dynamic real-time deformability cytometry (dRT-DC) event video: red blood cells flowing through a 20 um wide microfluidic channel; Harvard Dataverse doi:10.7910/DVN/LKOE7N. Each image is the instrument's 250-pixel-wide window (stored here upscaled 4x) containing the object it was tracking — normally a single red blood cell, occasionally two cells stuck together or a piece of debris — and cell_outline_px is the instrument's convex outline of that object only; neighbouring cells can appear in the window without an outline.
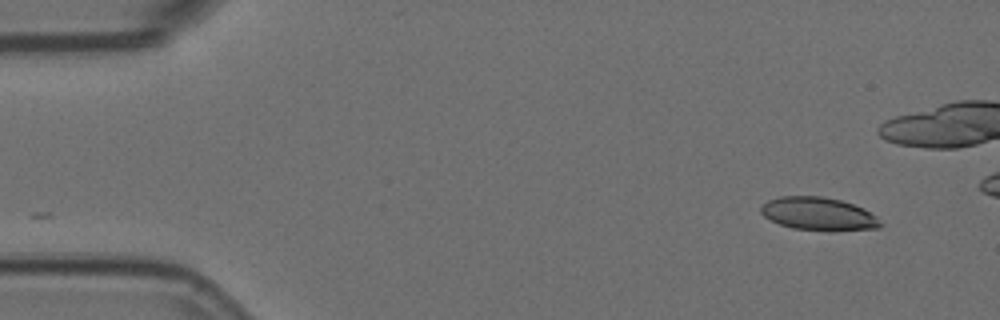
{"species": "Egyptian fruit bat (a non-hibernating species)", "species_latin": "Rousettus aegyptiacus", "temperature_condition": "room temperature", "stored_images_in_passage": 6, "segment_of_instrument_passage": [2, 2], "camera_frame_rate_fps": 3000, "um_per_image_px": 0.085, "animal": {"sex": "female"}, "frame": {"image": 1, "passage_image": 6, "time_ms": 1.667, "image_size_px": [1000, 320], "cell_outline_px": [[884, 224], [880, 228], [792, 228], [780, 224], [764, 216], [760, 212], [760, 204], [768, 200], [780, 196], [824, 196], [840, 200], [864, 208], [876, 216]], "centroid_in_image_um": [69.52, 18.12], "position_along_channel_um": 15.5, "area_um2": 22.2}}